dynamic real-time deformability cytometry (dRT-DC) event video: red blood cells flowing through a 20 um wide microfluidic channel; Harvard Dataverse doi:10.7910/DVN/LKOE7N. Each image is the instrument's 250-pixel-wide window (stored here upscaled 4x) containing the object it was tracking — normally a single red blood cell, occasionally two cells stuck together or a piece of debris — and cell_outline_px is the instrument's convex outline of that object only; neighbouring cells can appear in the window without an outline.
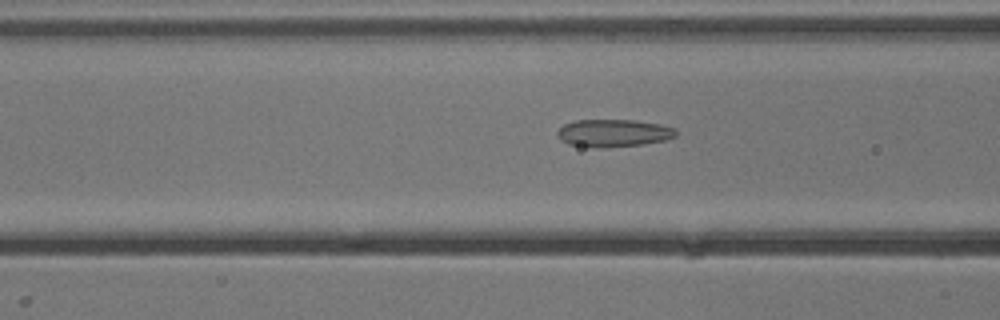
{"species": "common noctule bat (a hibernating species)", "species_latin": "Nyctalus noctula", "temperature_condition": "cold", "stored_images_in_passage": 53, "camera_frame_rate_fps": 3000, "um_per_image_px": 0.085, "animal": {"sex": "male", "body_mass_g": 13.3}, "frame": {"image": 1, "passage_image": 21, "time_ms": 6.667, "image_size_px": [1000, 320], "cell_outline_px": [[676, 136], [664, 140], [640, 144], [600, 148], [596, 148], [568, 144], [560, 140], [556, 132], [564, 124], [576, 120], [632, 120], [660, 124], [676, 128]], "centroid_in_image_um": [52.12, 11.31], "position_along_channel_um": 114.5, "area_um2": 18.96}}
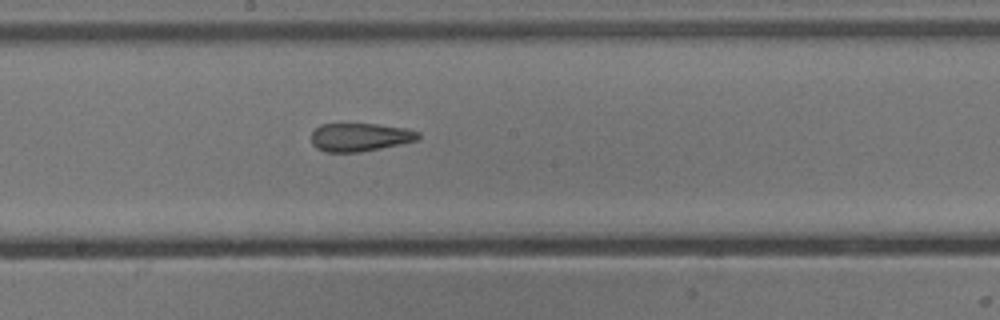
{"frame": {"image": 2, "passage_image": 29, "time_ms": 9.333, "image_size_px": [1000, 320], "cell_outline_px": [[420, 136], [416, 140], [380, 148], [360, 152], [324, 152], [316, 148], [312, 144], [312, 132], [320, 124], [376, 124], [408, 128], [420, 132]], "centroid_in_image_um": [30.58, 11.65], "position_along_channel_um": 217.6, "area_um2": 17.57}}
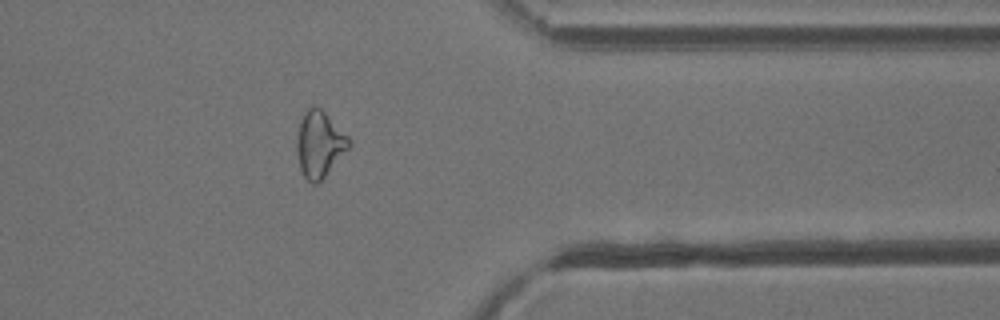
{"frame": {"image": 3, "passage_image": 43, "time_ms": 14.0, "image_size_px": [1000, 320], "cell_outline_px": [[352, 144], [324, 176], [316, 184], [312, 184], [304, 176], [300, 168], [296, 152], [296, 140], [300, 120], [304, 112], [312, 104], [320, 108], [352, 140]], "centroid_in_image_um": [27.13, 12.23], "position_along_channel_um": 384.3, "area_um2": 19.94}, "authors_computed_cell_mechanics": {"area_um2": 20.1722, "velocity_mm_per_s": 3.8559, "shape_relaxation_time_tau1_ms": 7.2932, "shape_relaxation_time_tau2_ms": 1.4631, "deformation_change_tau1": 0.1672, "deformation_change_tau2": 0.0998}}